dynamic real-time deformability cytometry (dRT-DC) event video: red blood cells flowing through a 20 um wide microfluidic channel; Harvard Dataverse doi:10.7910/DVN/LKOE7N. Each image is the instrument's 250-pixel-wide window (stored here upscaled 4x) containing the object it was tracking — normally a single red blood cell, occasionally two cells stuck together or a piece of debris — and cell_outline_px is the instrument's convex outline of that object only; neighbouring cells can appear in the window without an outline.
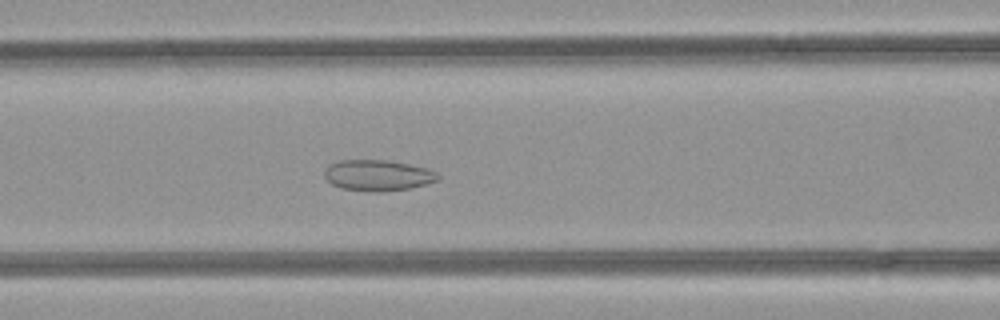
{"species": "common noctule bat (a hibernating species)", "species_latin": "Nyctalus noctula", "temperature_condition": "room temperature", "stored_images_in_passage": 49, "camera_frame_rate_fps": 3000, "um_per_image_px": 0.085, "animal": {"sex": "female", "body_mass_g": 21.9}, "frame": {"image": 1, "passage_image": 20, "time_ms": 6.333, "image_size_px": [1000, 320], "cell_outline_px": [[440, 180], [412, 188], [380, 192], [372, 192], [340, 188], [332, 184], [324, 176], [324, 168], [328, 164], [340, 160], [388, 160], [428, 168], [436, 172], [440, 176]], "centroid_in_image_um": [32.12, 14.9], "position_along_channel_um": 134.5, "area_um2": 20.75}}
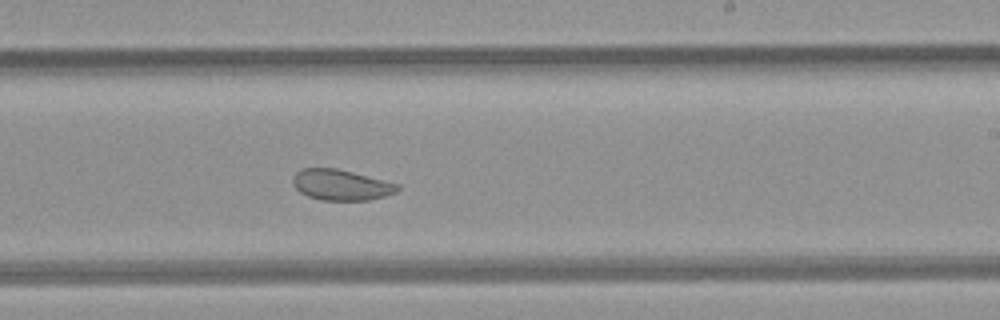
{"frame": {"image": 2, "passage_image": 29, "time_ms": 9.333, "image_size_px": [1000, 320], "cell_outline_px": [[400, 188], [396, 192], [384, 196], [368, 200], [320, 200], [308, 196], [300, 192], [292, 184], [292, 176], [300, 168], [336, 168], [400, 184]], "centroid_in_image_um": [28.96, 15.71], "position_along_channel_um": 260.0, "area_um2": 18.79}}
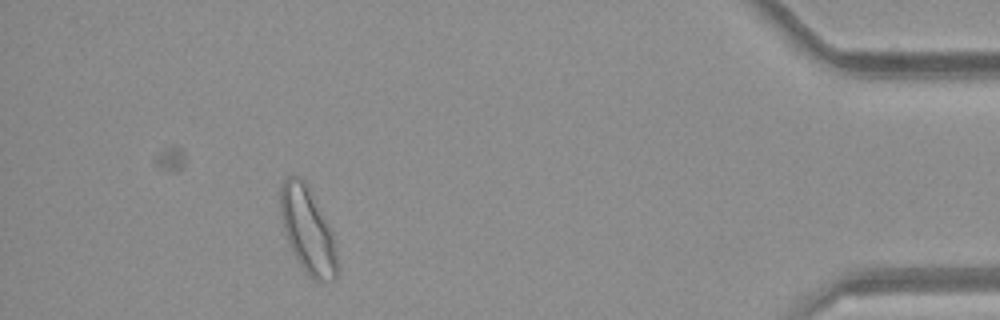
{"frame": {"image": 3, "passage_image": 44, "time_ms": 14.333, "image_size_px": [1000, 320], "cell_outline_px": [[336, 280], [316, 280], [308, 276], [304, 272], [288, 244], [280, 212], [280, 184], [288, 176], [300, 176], [304, 180], [328, 224], [332, 232], [336, 248]], "centroid_in_image_um": [26.12, 19.57], "position_along_channel_um": 409.1, "area_um2": 28.09}, "authors_computed_cell_mechanics": {"area_um2": 25.8944, "velocity_mm_per_s": 4.1904, "shape_relaxation_time_tau1_ms": null, "shape_relaxation_time_tau2_ms": 2.2463, "deformation_change_tau1": null, "deformation_change_tau2": 0.0728}}